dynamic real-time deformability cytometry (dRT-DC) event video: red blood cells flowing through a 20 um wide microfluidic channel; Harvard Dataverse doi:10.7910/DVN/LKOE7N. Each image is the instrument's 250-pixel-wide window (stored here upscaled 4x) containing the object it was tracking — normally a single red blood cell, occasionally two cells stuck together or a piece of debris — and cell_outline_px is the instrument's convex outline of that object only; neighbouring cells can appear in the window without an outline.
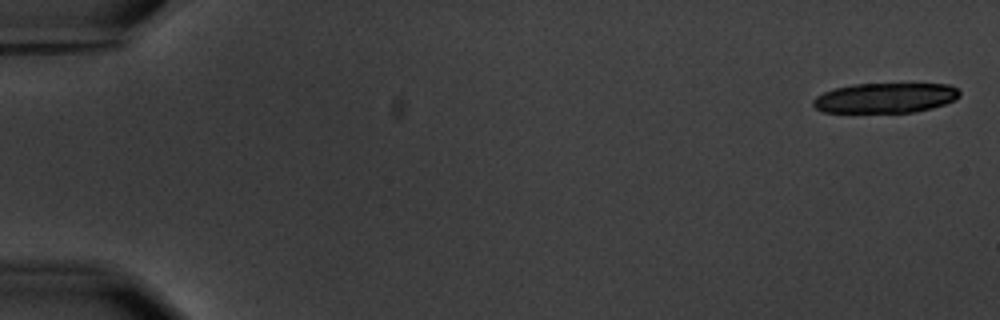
{"species": "common noctule bat (a hibernating species)", "species_latin": "Nyctalus noctula", "temperature_condition": "warm", "stored_images_in_passage": 8, "camera_frame_rate_fps": 3000, "um_per_image_px": 0.085, "animal": {"sex": "male", "body_mass_g": 20.1, "forearm_length_mm": 53.5}, "frame": {"image": 1, "passage_image": 1, "time_ms": 0.0, "image_size_px": [1000, 320], "cell_outline_px": [[960, 96], [956, 100], [932, 108], [912, 112], [824, 112], [816, 108], [812, 104], [812, 100], [816, 96], [824, 92], [836, 88], [852, 84], [948, 84], [956, 88], [960, 92]], "centroid_in_image_um": [75.26, 8.32], "position_along_channel_um": 9.7, "area_um2": 25.55}}